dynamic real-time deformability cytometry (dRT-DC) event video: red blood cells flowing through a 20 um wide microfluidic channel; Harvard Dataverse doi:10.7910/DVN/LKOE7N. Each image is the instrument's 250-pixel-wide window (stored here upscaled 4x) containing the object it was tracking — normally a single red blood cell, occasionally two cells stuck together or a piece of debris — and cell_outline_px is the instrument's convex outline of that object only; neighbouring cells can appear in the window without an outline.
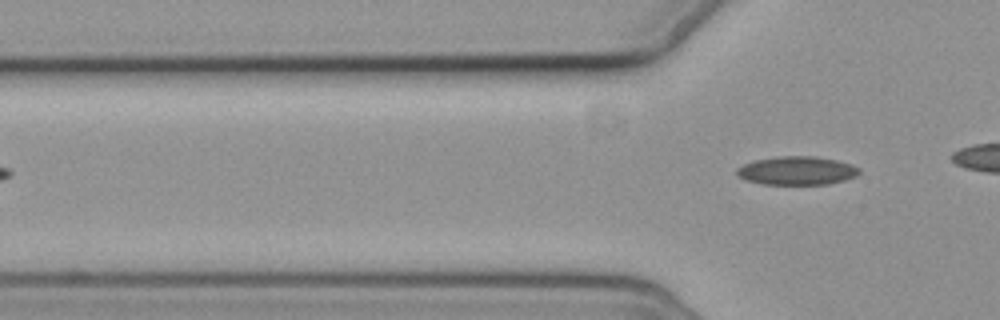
{"species": "common noctule bat (a hibernating species)", "species_latin": "Nyctalus noctula", "temperature_condition": "cold", "stored_images_in_passage": 7, "segment_of_instrument_passage": [2, 2], "camera_frame_rate_fps": 3000, "um_per_image_px": 0.085, "animal": {"sex": "female", "body_mass_g": 19.3, "forearm_length_mm": 54.1}, "frame": {"image": 1, "passage_image": 7, "time_ms": 8.0, "image_size_px": [1000, 320], "cell_outline_px": [[860, 172], [856, 176], [844, 180], [828, 184], [764, 184], [748, 180], [740, 176], [736, 172], [736, 168], [752, 160], [776, 156], [816, 156], [836, 160], [852, 164], [860, 168]], "centroid_in_image_um": [67.75, 14.49], "position_along_channel_um": 58.0, "area_um2": 20.35}}